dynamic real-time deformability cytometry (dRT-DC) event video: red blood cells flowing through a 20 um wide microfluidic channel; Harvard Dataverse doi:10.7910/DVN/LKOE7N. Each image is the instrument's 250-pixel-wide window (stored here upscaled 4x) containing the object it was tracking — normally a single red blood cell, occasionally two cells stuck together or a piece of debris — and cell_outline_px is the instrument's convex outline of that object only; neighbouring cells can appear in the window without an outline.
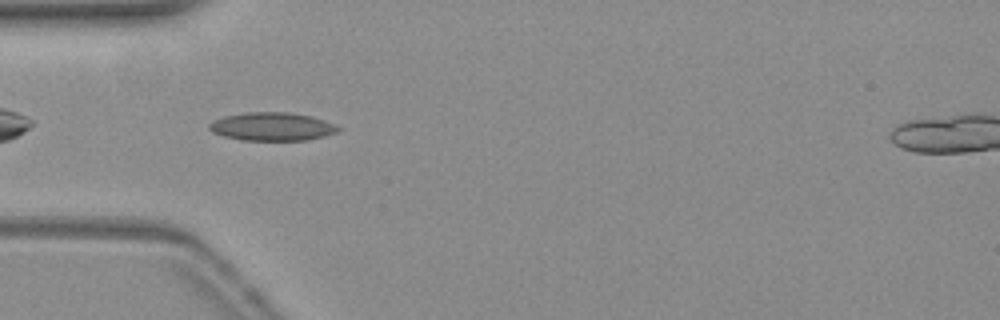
{"species": "common noctule bat (a hibernating species)", "species_latin": "Nyctalus noctula", "temperature_condition": "warm", "stored_images_in_passage": 39, "camera_frame_rate_fps": 3000, "um_per_image_px": 0.085, "animal": {"sex": "female", "body_mass_g": 19.3, "forearm_length_mm": 54.1}, "frame": {"image": 1, "passage_image": 2, "time_ms": 0.333, "image_size_px": [1000, 320], "cell_outline_px": [[340, 128], [336, 132], [324, 136], [308, 140], [240, 140], [224, 136], [212, 132], [208, 128], [208, 124], [212, 120], [224, 116], [244, 112], [288, 112], [312, 116], [324, 120]], "centroid_in_image_um": [23.07, 10.75], "position_along_channel_um": 61.9, "area_um2": 21.27}}
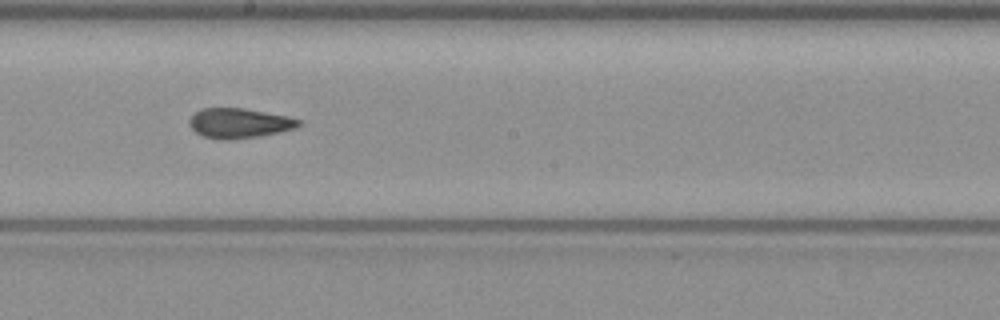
{"frame": {"image": 2, "passage_image": 15, "time_ms": 4.667, "image_size_px": [1000, 320], "cell_outline_px": [[300, 124], [292, 128], [280, 132], [260, 136], [228, 140], [220, 140], [200, 136], [188, 124], [188, 120], [200, 108], [244, 108], [288, 116], [300, 120]], "centroid_in_image_um": [20.28, 10.47], "position_along_channel_um": 227.9, "area_um2": 19.07}}
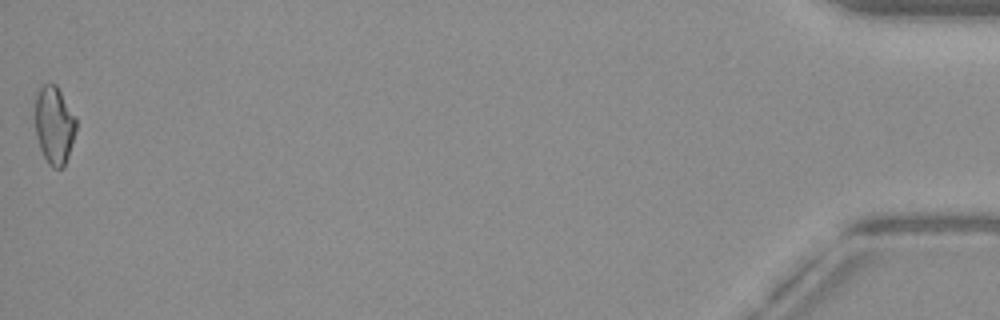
{"frame": {"image": 3, "passage_image": 39, "time_ms": 12.667, "image_size_px": [1000, 320], "cell_outline_px": [[76, 128], [68, 156], [64, 168], [52, 168], [48, 164], [40, 148], [36, 136], [36, 96], [40, 88], [44, 84], [56, 84], [76, 116]], "centroid_in_image_um": [4.62, 10.65], "position_along_channel_um": 430.6, "area_um2": 18.5}, "authors_computed_cell_mechanics": {"area_um2": 18.6694, "velocity_mm_per_s": 3.8381, "shape_relaxation_time_tau1_ms": null, "shape_relaxation_time_tau2_ms": 2.3906, "deformation_change_tau1": null, "deformation_change_tau2": 0.1001}}